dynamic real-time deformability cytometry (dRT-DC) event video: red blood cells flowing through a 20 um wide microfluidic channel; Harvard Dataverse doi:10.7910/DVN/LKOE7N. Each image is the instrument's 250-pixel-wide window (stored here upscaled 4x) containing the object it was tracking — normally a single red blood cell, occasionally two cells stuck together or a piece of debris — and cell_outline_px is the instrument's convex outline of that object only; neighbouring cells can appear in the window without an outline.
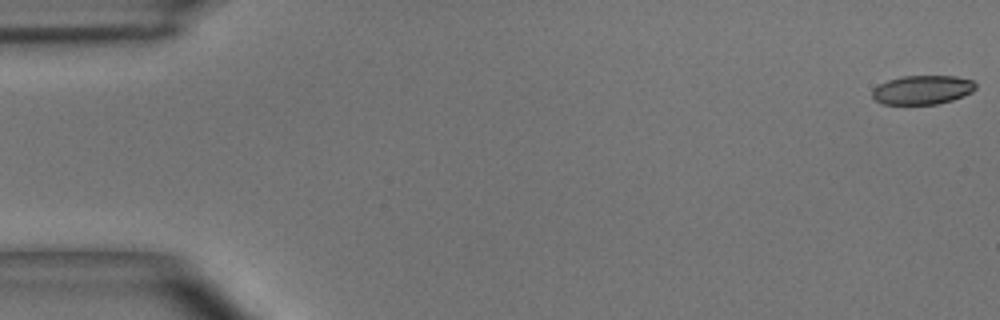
{"species": "common noctule bat (a hibernating species)", "species_latin": "Nyctalus noctula", "temperature_condition": "room temperature", "stored_images_in_passage": 6, "camera_frame_rate_fps": 3000, "um_per_image_px": 0.085, "animal": {"sex": "male", "body_mass_g": 15.6}, "frame": {"image": 1, "passage_image": 1, "time_ms": 0.0, "image_size_px": [1000, 320], "cell_outline_px": [[976, 88], [972, 92], [952, 100], [936, 104], [884, 104], [876, 100], [872, 96], [872, 88], [888, 80], [900, 76], [956, 76], [972, 80], [976, 84]], "centroid_in_image_um": [78.4, 7.63], "position_along_channel_um": 6.6, "area_um2": 17.46}}
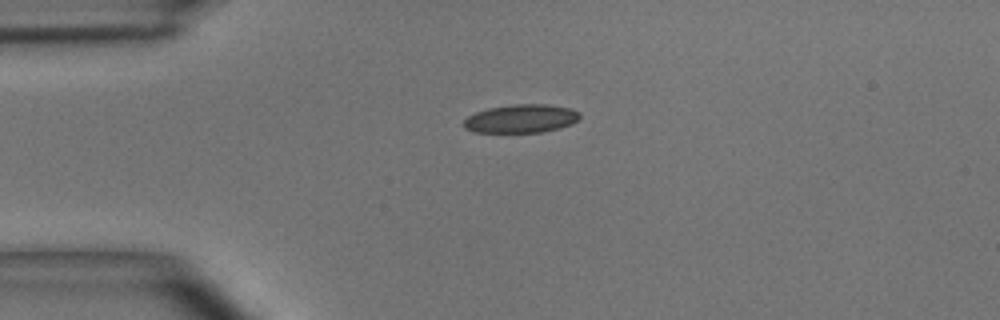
{"frame": {"image": 2, "passage_image": 4, "time_ms": 1.0, "image_size_px": [1000, 320], "cell_outline_px": [[580, 116], [572, 124], [540, 132], [476, 132], [464, 128], [464, 120], [468, 116], [476, 112], [488, 108], [512, 104], [544, 104], [568, 108], [580, 112]], "centroid_in_image_um": [44.26, 10.07], "position_along_channel_um": 40.7, "area_um2": 18.96}}
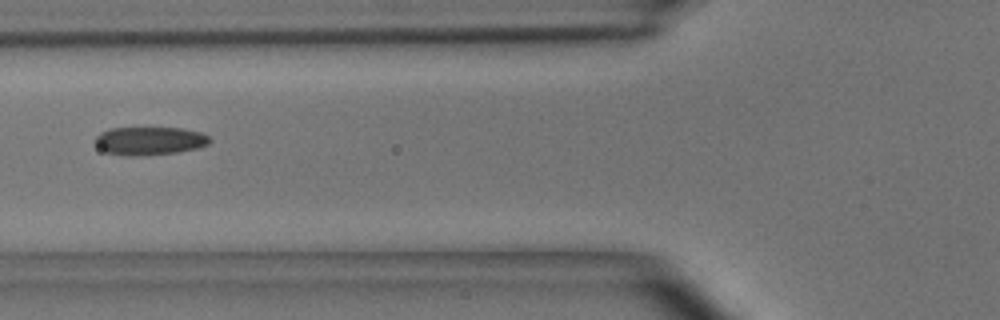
{"frame": {"image": 3, "passage_image": 6, "time_ms": 1.667, "image_size_px": [1000, 320], "cell_outline_px": [[212, 140], [208, 144], [196, 148], [176, 152], [132, 156], [124, 156], [104, 152], [96, 144], [96, 136], [100, 132], [108, 128], [184, 128], [200, 132], [208, 136]], "centroid_in_image_um": [12.69, 11.96], "position_along_channel_um": 113.1, "area_um2": 18.79}}